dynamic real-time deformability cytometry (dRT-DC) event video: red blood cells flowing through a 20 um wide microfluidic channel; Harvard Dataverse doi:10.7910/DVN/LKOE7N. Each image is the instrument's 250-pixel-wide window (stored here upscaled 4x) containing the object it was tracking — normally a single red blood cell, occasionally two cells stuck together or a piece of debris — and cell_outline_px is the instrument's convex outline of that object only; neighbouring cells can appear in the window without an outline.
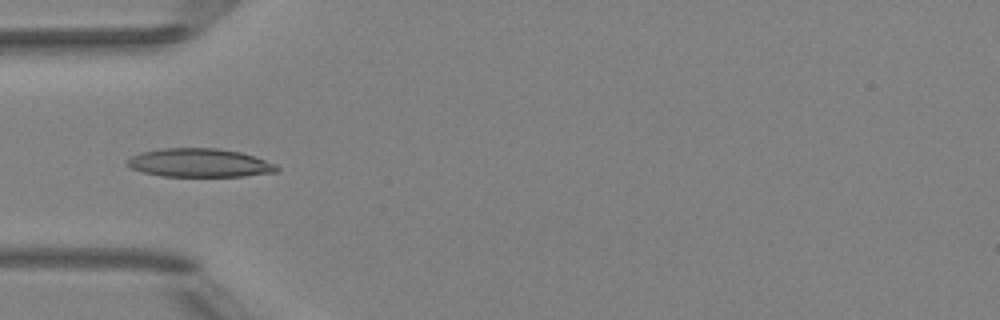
{"species": "Egyptian fruit bat (a non-hibernating species)", "species_latin": "Rousettus aegyptiacus", "temperature_condition": "room temperature", "stored_images_in_passage": 5, "camera_frame_rate_fps": 3000, "um_per_image_px": 0.085, "animal": {"sex": "female"}, "frame": {"image": 1, "passage_image": 5, "time_ms": 1.333, "image_size_px": [1000, 320], "cell_outline_px": [[280, 172], [244, 176], [160, 176], [144, 172], [132, 168], [124, 164], [132, 156], [140, 152], [160, 148], [216, 148], [240, 152], [256, 156], [276, 164], [280, 168]], "centroid_in_image_um": [17.0, 13.84], "position_along_channel_um": 68.0, "area_um2": 25.09}}